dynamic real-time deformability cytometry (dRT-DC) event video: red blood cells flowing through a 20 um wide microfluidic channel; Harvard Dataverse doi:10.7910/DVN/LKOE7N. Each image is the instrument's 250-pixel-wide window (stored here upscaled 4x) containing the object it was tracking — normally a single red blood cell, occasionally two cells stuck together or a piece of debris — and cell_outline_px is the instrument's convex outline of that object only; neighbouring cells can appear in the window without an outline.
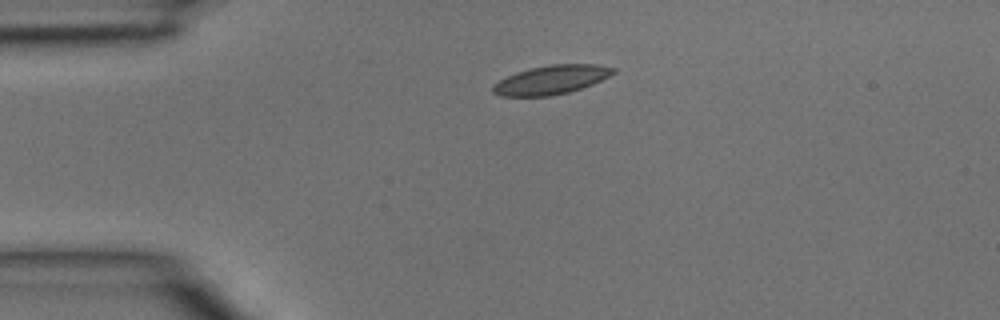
{"species": "common noctule bat (a hibernating species)", "species_latin": "Nyctalus noctula", "temperature_condition": "room temperature", "stored_images_in_passage": 25, "camera_frame_rate_fps": 3000, "um_per_image_px": 0.085, "animal": {"sex": "male", "body_mass_g": 15.6}, "frame": {"image": 1, "passage_image": 1, "time_ms": 0.0, "image_size_px": [1000, 320], "cell_outline_px": [[616, 72], [592, 84], [568, 92], [548, 96], [500, 96], [492, 92], [492, 84], [516, 72], [532, 68], [552, 64], [596, 64], [616, 68]], "centroid_in_image_um": [46.84, 6.78], "position_along_channel_um": 38.2, "area_um2": 20.06}}
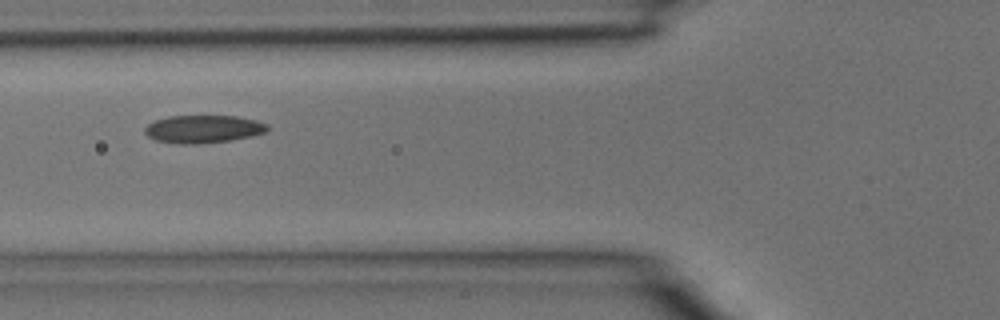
{"frame": {"image": 2, "passage_image": 7, "time_ms": 2.0, "image_size_px": [1000, 320], "cell_outline_px": [[268, 128], [264, 132], [252, 136], [232, 140], [200, 144], [180, 144], [152, 140], [144, 132], [144, 128], [148, 124], [156, 120], [168, 116], [236, 116], [256, 120], [268, 124]], "centroid_in_image_um": [17.25, 10.98], "position_along_channel_um": 108.6, "area_um2": 20.0}}
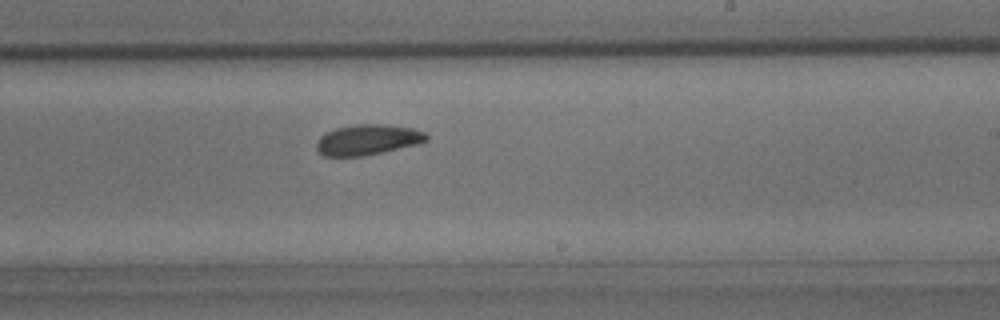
{"frame": {"image": 3, "passage_image": 16, "time_ms": 5.0, "image_size_px": [1000, 320], "cell_outline_px": [[428, 140], [420, 144], [364, 156], [324, 156], [316, 148], [316, 144], [320, 136], [336, 128], [360, 124], [384, 124], [412, 128], [424, 132], [428, 136]], "centroid_in_image_um": [31.29, 11.88], "position_along_channel_um": 257.7, "area_um2": 19.48}}